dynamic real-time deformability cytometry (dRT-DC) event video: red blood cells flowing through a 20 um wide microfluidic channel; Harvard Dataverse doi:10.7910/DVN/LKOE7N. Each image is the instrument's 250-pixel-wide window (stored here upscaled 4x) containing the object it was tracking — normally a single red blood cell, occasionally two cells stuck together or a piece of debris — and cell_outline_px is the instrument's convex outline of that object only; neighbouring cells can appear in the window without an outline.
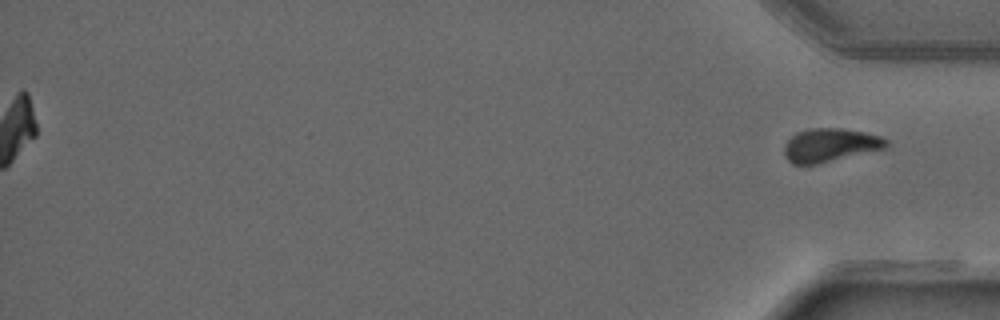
{"species": "common noctule bat (a hibernating species)", "species_latin": "Nyctalus noctula", "temperature_condition": "warm", "stored_images_in_passage": 42, "segment_of_instrument_passage": [2, 2], "camera_frame_rate_fps": 3000, "um_per_image_px": 0.085, "animal": {"sex": "male", "forearm_length_mm": 52.5}, "frame": {"image": 1, "passage_image": 42, "time_ms": 13.667, "image_size_px": [1000, 320], "cell_outline_px": [[888, 144], [884, 148], [816, 164], [792, 164], [788, 160], [784, 152], [784, 144], [796, 132], [808, 128], [840, 128], [864, 132], [880, 136], [888, 140]], "centroid_in_image_um": [70.52, 12.32], "position_along_channel_um": 364.7, "area_um2": 19.65}}